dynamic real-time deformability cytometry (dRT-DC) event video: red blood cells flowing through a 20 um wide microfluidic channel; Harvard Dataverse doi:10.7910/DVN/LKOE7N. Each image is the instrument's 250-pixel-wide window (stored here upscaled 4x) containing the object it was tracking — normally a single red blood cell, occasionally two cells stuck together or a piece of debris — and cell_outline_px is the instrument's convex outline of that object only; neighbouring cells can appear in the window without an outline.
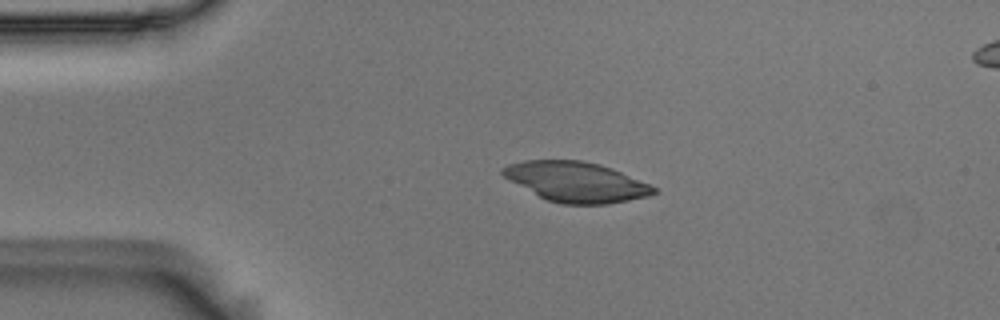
{"species": "Egyptian fruit bat (a non-hibernating species)", "species_latin": "Rousettus aegyptiacus", "temperature_condition": "room temperature", "stored_images_in_passage": 6, "segment_of_instrument_passage": [1, 2], "camera_frame_rate_fps": 3000, "um_per_image_px": 0.085, "animal": {"sex": "male"}, "frame": {"image": 1, "passage_image": 4, "time_ms": 1.0, "image_size_px": [1000, 320], "cell_outline_px": [[660, 192], [648, 196], [608, 204], [560, 204], [548, 200], [540, 196], [504, 176], [500, 172], [500, 168], [508, 164], [524, 160], [580, 160], [600, 164], [612, 168], [648, 184], [656, 188]], "centroid_in_image_um": [48.99, 15.45], "position_along_channel_um": 36.0, "area_um2": 34.85}}